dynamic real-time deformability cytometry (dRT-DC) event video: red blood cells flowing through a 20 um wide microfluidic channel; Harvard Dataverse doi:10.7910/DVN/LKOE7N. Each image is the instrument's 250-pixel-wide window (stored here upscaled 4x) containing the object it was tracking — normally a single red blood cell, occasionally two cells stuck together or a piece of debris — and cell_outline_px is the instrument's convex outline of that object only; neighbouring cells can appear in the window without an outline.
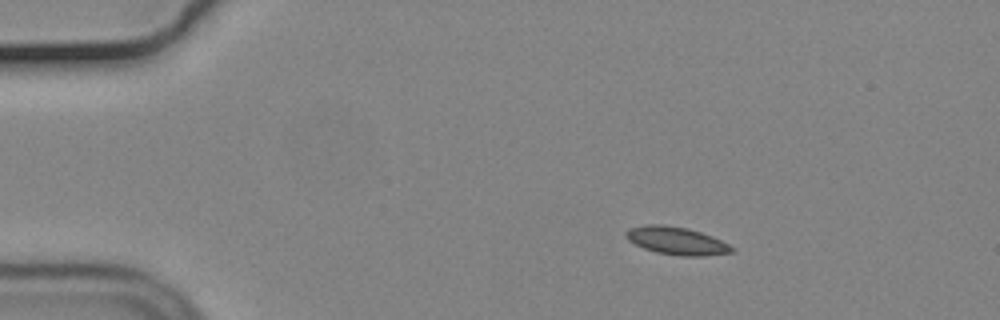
{"species": "common noctule bat (a hibernating species)", "species_latin": "Nyctalus noctula", "temperature_condition": "cold", "stored_images_in_passage": 47, "camera_frame_rate_fps": 3000, "um_per_image_px": 0.085, "animal": {"sex": "male", "body_mass_g": 19.2, "forearm_length_mm": 51.8}, "frame": {"image": 1, "passage_image": 1, "time_ms": 0.0, "image_size_px": [1000, 320], "cell_outline_px": [[736, 252], [704, 256], [680, 256], [656, 252], [644, 248], [628, 240], [624, 236], [624, 232], [628, 228], [648, 224], [660, 224], [688, 228], [712, 236], [736, 248]], "centroid_in_image_um": [57.51, 20.47], "position_along_channel_um": 27.5, "area_um2": 17.28}}
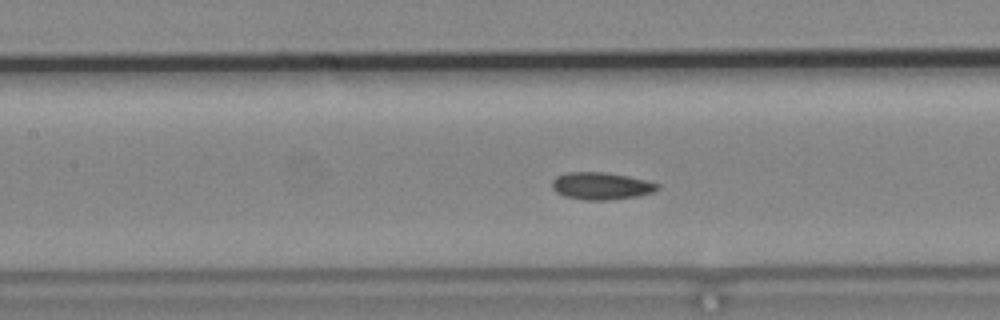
{"frame": {"image": 2, "passage_image": 17, "time_ms": 5.333, "image_size_px": [1000, 320], "cell_outline_px": [[660, 188], [652, 192], [636, 196], [608, 200], [584, 200], [564, 196], [556, 192], [552, 188], [552, 180], [556, 176], [568, 172], [604, 172], [628, 176], [648, 180], [660, 184]], "centroid_in_image_um": [51.1, 15.8], "position_along_channel_um": 156.3, "area_um2": 16.82}}
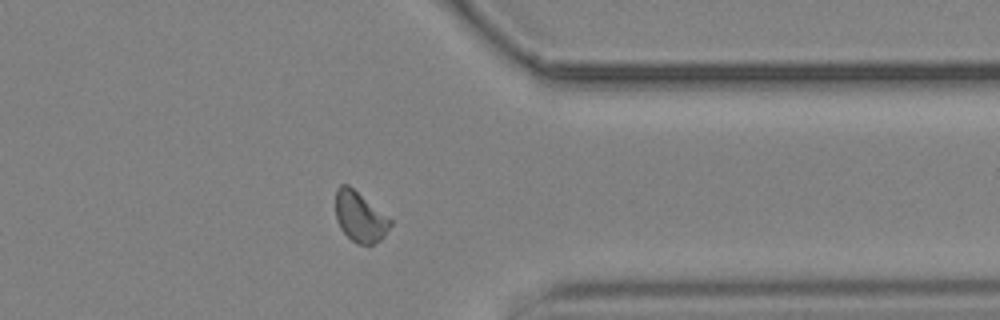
{"frame": {"image": 3, "passage_image": 36, "time_ms": 11.667, "image_size_px": [1000, 320], "cell_outline_px": [[392, 224], [384, 236], [380, 240], [372, 244], [356, 244], [340, 228], [336, 220], [336, 188], [340, 184], [348, 184], [392, 220]], "centroid_in_image_um": [30.58, 18.43], "position_along_channel_um": 380.8, "area_um2": 15.9}, "authors_computed_cell_mechanics": {"area_um2": 16.0106, "velocity_mm_per_s": 3.6795, "shape_relaxation_time_tau1_ms": null, "shape_relaxation_time_tau2_ms": 4.274, "deformation_change_tau1": null, "deformation_change_tau2": 0.0536}}